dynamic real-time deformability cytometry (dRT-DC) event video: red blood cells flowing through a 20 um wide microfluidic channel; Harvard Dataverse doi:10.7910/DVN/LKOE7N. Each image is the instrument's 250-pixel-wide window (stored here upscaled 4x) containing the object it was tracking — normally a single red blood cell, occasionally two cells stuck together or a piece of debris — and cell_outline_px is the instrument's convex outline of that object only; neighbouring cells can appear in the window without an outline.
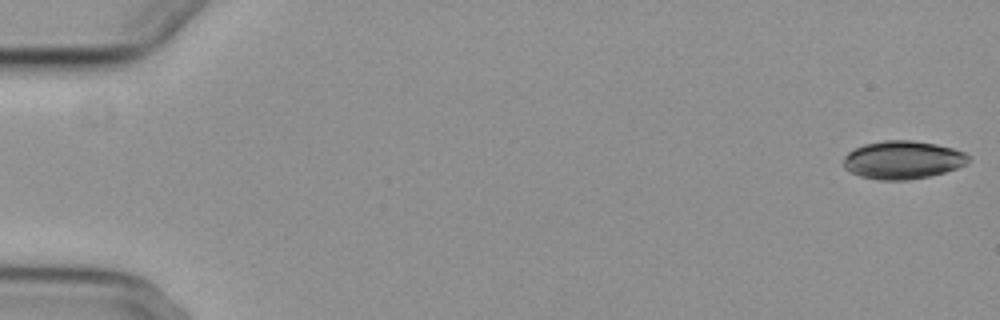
{"species": "common noctule bat (a hibernating species)", "species_latin": "Nyctalus noctula", "temperature_condition": "cold", "stored_images_in_passage": 4, "camera_frame_rate_fps": 3000, "um_per_image_px": 0.085, "animal": {"sex": "female", "body_mass_g": 29.2, "forearm_length_mm": 56.3}, "frame": {"image": 1, "passage_image": 1, "time_ms": 0.0, "image_size_px": [1000, 320], "cell_outline_px": [[968, 160], [964, 164], [956, 168], [944, 172], [928, 176], [908, 180], [876, 180], [860, 176], [844, 168], [844, 156], [848, 152], [864, 144], [884, 140], [912, 140], [936, 144], [952, 148], [964, 152], [968, 156]], "centroid_in_image_um": [76.7, 13.59], "position_along_channel_um": 8.3, "area_um2": 27.57}}